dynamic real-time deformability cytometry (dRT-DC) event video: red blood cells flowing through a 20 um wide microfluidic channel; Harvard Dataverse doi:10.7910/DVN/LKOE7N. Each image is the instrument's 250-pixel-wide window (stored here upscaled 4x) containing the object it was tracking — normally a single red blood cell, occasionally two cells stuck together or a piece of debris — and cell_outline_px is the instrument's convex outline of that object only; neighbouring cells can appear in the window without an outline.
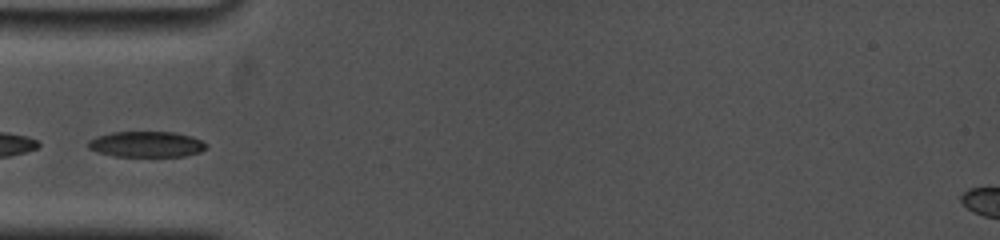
{"species": "common noctule bat (a hibernating species)", "species_latin": "Nyctalus noctula", "temperature_condition": "cold", "stored_images_in_passage": 49, "camera_frame_rate_fps": 5000, "um_per_image_px": 0.085, "animal": {"sex": "female", "body_mass_g": 19.0, "forearm_length_mm": 53.3}, "frame": {"image": 1, "passage_image": 1, "time_ms": 0.0, "image_size_px": [1000, 240], "cell_outline_px": [[208, 148], [200, 152], [184, 156], [116, 156], [100, 152], [88, 148], [88, 140], [96, 136], [112, 132], [176, 132], [192, 136], [208, 144]], "centroid_in_image_um": [12.48, 12.25], "position_along_channel_um": 72.5, "area_um2": 17.74}}